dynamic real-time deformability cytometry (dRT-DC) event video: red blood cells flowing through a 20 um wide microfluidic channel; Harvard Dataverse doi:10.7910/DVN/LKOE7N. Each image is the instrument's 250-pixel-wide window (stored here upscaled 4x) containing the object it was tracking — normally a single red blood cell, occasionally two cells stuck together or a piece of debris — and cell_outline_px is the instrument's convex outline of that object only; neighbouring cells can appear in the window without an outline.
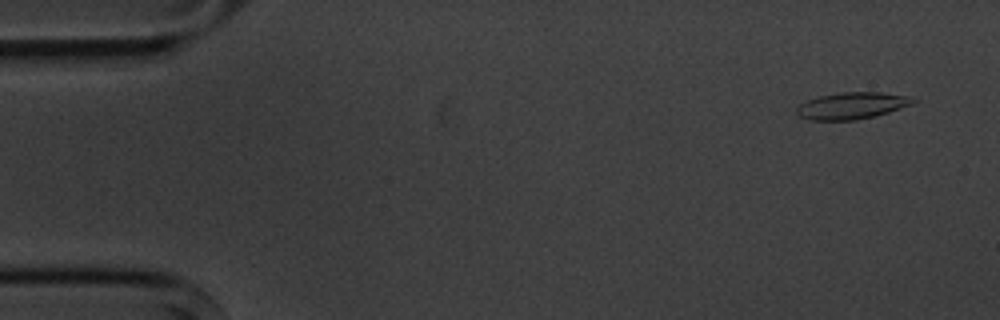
{"species": "common noctule bat (a hibernating species)", "species_latin": "Nyctalus noctula", "temperature_condition": "cold", "stored_images_in_passage": 4, "camera_frame_rate_fps": 3000, "um_per_image_px": 0.085, "animal": {"sex": "male", "body_mass_g": 20.1, "forearm_length_mm": 53.5}, "frame": {"image": 1, "passage_image": 1, "time_ms": 0.0, "image_size_px": [1000, 320], "cell_outline_px": [[916, 100], [912, 104], [876, 116], [856, 120], [808, 120], [800, 116], [796, 112], [796, 108], [800, 104], [808, 100], [820, 96], [840, 92], [880, 92], [908, 96]], "centroid_in_image_um": [72.39, 8.99], "position_along_channel_um": 12.6, "area_um2": 18.03}}